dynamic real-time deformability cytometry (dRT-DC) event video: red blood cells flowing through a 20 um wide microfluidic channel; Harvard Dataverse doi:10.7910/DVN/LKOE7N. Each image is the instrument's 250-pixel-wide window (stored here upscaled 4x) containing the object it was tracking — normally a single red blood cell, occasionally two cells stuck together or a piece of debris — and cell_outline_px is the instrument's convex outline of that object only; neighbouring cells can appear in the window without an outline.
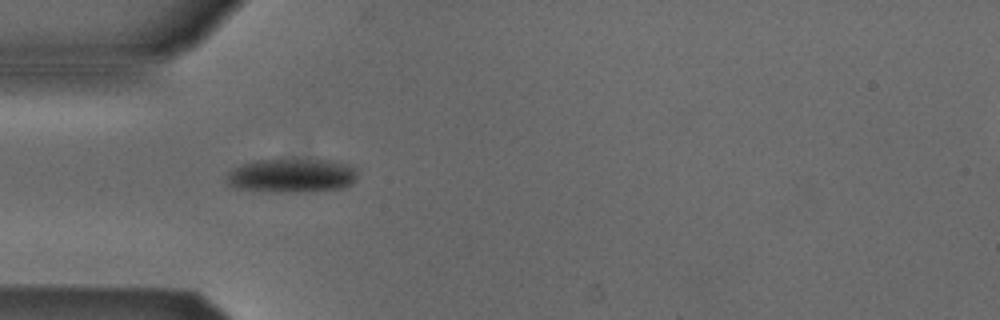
{"species": "Egyptian fruit bat (a non-hibernating species)", "species_latin": "Rousettus aegyptiacus", "temperature_condition": "cold", "stored_images_in_passage": 38, "camera_frame_rate_fps": 3000, "um_per_image_px": 0.085, "animal": {"sex": "male"}, "frame": {"image": 1, "passage_image": 1, "time_ms": 0.0, "image_size_px": [1000, 320], "cell_outline_px": [[356, 176], [352, 184], [344, 188], [308, 192], [276, 192], [236, 188], [228, 184], [224, 180], [228, 172], [244, 164], [256, 160], [332, 160], [348, 164], [356, 168]], "centroid_in_image_um": [24.82, 14.94], "position_along_channel_um": 60.2, "area_um2": 25.95}}
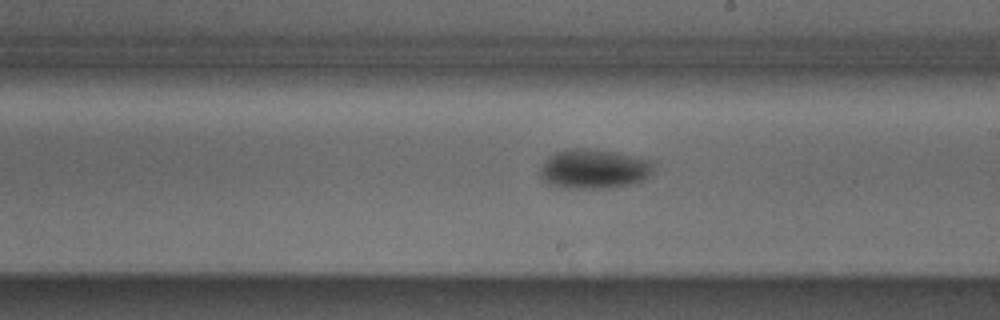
{"frame": {"image": 2, "passage_image": 15, "time_ms": 4.667, "image_size_px": [1000, 320], "cell_outline_px": [[656, 164], [652, 176], [644, 180], [632, 184], [612, 188], [564, 188], [548, 184], [540, 176], [540, 168], [544, 160], [548, 156], [556, 152], [572, 148], [588, 148], [616, 152], [652, 160]], "centroid_in_image_um": [50.53, 14.36], "position_along_channel_um": 238.5, "area_um2": 26.7}}
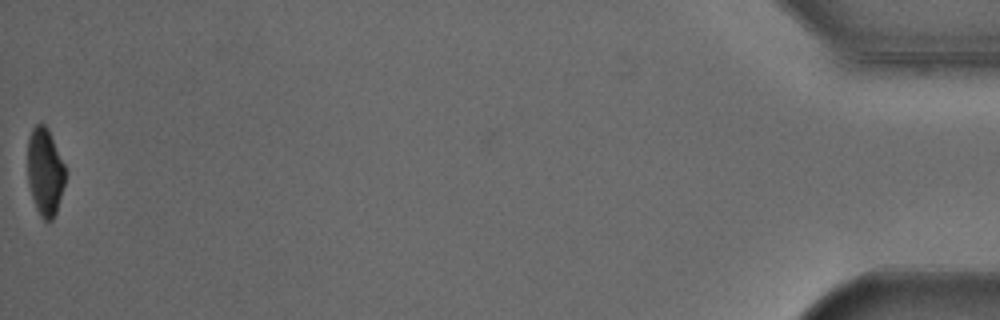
{"frame": {"image": 3, "passage_image": 38, "time_ms": 12.333, "image_size_px": [1000, 320], "cell_outline_px": [[64, 184], [56, 212], [52, 220], [44, 220], [40, 216], [36, 208], [28, 184], [28, 140], [32, 128], [40, 120], [48, 128], [64, 164]], "centroid_in_image_um": [3.8, 14.57], "position_along_channel_um": 431.4, "area_um2": 19.07}, "authors_computed_cell_mechanics": {"area_um2": 24.5939, "velocity_mm_per_s": 3.8721, "shape_relaxation_time_tau1_ms": 6.9503, "shape_relaxation_time_tau2_ms": null, "deformation_change_tau1": 0.149, "deformation_change_tau2": null}}